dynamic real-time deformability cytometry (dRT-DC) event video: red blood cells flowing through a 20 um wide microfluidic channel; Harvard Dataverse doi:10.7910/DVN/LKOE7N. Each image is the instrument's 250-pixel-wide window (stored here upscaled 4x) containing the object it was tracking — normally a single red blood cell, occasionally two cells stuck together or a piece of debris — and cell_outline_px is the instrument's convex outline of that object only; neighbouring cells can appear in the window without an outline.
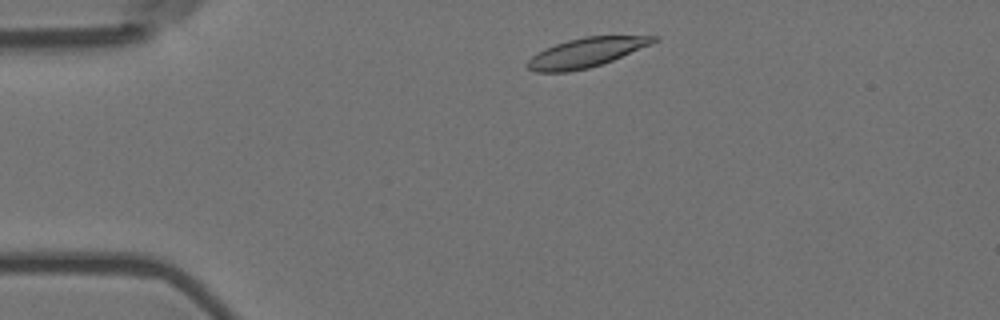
{"species": "Egyptian fruit bat (a non-hibernating species)", "species_latin": "Rousettus aegyptiacus", "temperature_condition": "room temperature", "stored_images_in_passage": 3, "camera_frame_rate_fps": 3000, "um_per_image_px": 0.085, "animal": {"sex": "female"}, "frame": {"image": 1, "passage_image": 1, "time_ms": 0.0, "image_size_px": [1000, 320], "cell_outline_px": [[660, 40], [652, 44], [612, 60], [588, 68], [568, 72], [536, 72], [528, 68], [524, 64], [532, 56], [544, 48], [568, 40], [584, 36], [660, 36]], "centroid_in_image_um": [49.81, 4.46], "position_along_channel_um": 35.2, "area_um2": 21.5}}